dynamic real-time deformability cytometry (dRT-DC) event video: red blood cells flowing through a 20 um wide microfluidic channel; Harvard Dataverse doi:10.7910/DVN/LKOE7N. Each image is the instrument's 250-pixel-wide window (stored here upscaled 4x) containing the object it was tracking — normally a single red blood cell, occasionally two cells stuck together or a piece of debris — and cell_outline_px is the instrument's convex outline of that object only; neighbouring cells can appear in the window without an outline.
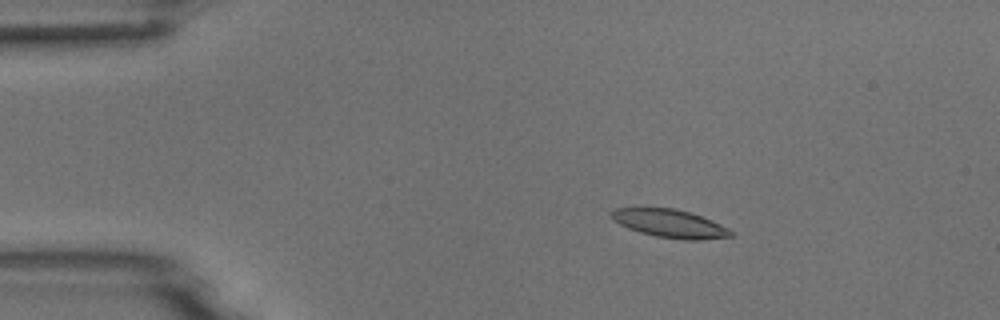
{"species": "common noctule bat (a hibernating species)", "species_latin": "Nyctalus noctula", "temperature_condition": "room temperature", "stored_images_in_passage": 5, "camera_frame_rate_fps": 3000, "um_per_image_px": 0.085, "animal": {"sex": "male", "body_mass_g": 18.8}, "frame": {"image": 1, "passage_image": 3, "time_ms": 2.333, "image_size_px": [1000, 320], "cell_outline_px": [[736, 232], [732, 236], [700, 240], [684, 240], [656, 236], [640, 232], [628, 228], [620, 224], [608, 212], [616, 208], [676, 208], [712, 220]], "centroid_in_image_um": [56.98, 19.0], "position_along_channel_um": 28.0, "area_um2": 19.48}}